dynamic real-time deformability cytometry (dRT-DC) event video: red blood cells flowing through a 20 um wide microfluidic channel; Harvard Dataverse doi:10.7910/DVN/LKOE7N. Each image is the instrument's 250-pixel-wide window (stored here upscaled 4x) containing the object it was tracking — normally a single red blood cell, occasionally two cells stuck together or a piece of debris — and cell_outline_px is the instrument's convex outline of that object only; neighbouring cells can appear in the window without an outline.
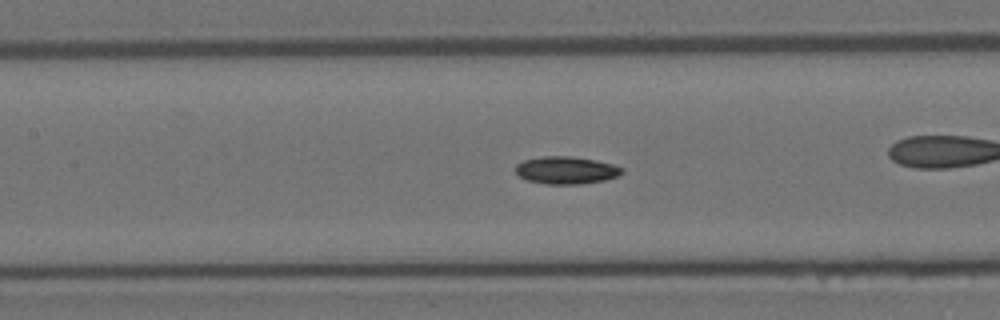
{"species": "Egyptian fruit bat (a non-hibernating species)", "species_latin": "Rousettus aegyptiacus", "temperature_condition": "room temperature", "stored_images_in_passage": 56, "camera_frame_rate_fps": 3000, "um_per_image_px": 0.085, "animal": {"sex": "female"}, "frame": {"image": 1, "passage_image": 25, "time_ms": 8.0, "image_size_px": [1000, 320], "cell_outline_px": [[624, 172], [616, 176], [604, 180], [580, 184], [544, 184], [528, 180], [520, 176], [516, 172], [516, 164], [524, 160], [544, 156], [572, 156], [596, 160], [612, 164], [624, 168]], "centroid_in_image_um": [48.13, 14.46], "position_along_channel_um": 159.3, "area_um2": 16.99}}
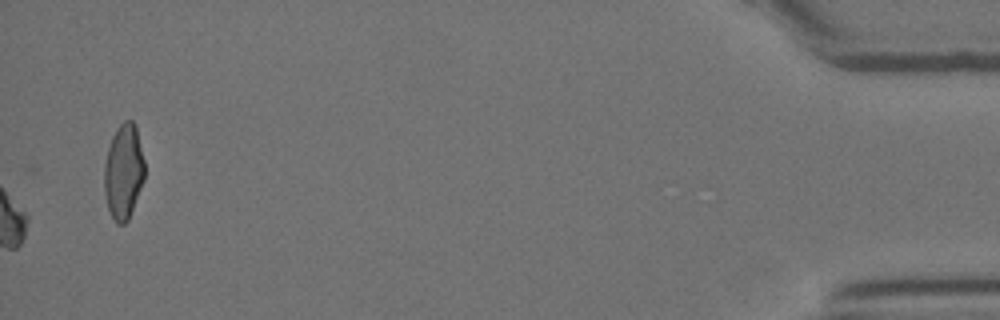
{"frame": {"image": 2, "passage_image": 56, "time_ms": 18.333, "image_size_px": [1000, 320], "cell_outline_px": [[144, 180], [128, 220], [124, 224], [116, 224], [108, 208], [104, 192], [104, 164], [108, 148], [112, 136], [116, 128], [124, 120], [132, 120], [136, 128], [144, 160]], "centroid_in_image_um": [10.49, 14.59], "position_along_channel_um": 424.7, "area_um2": 22.31}, "authors_computed_cell_mechanics": {"area_um2": 16.5019, "velocity_mm_per_s": 3.6838, "shape_relaxation_time_tau1_ms": 5.8507, "shape_relaxation_time_tau2_ms": null, "deformation_change_tau1": 0.1111, "deformation_change_tau2": null}}